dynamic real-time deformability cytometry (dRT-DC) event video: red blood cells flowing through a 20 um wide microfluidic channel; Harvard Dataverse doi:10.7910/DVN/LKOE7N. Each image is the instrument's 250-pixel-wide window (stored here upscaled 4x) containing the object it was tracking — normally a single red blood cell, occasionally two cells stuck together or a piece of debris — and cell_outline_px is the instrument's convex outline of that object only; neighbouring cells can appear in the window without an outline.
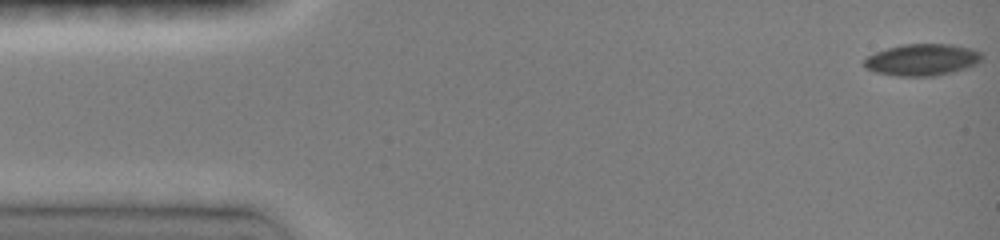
{"species": "common noctule bat (a hibernating species)", "species_latin": "Nyctalus noctula", "temperature_condition": "room temperature", "stored_images_in_passage": 11, "camera_frame_rate_fps": 3000, "um_per_image_px": 0.085, "animal": {"sex": "female", "body_mass_g": 19.0, "forearm_length_mm": 51.5}, "frame": {"image": 1, "passage_image": 1, "time_ms": 0.0, "image_size_px": [1000, 240], "cell_outline_px": [[984, 56], [976, 64], [952, 72], [932, 76], [896, 76], [876, 72], [864, 68], [864, 60], [868, 56], [876, 52], [888, 48], [904, 44], [952, 44], [968, 48], [980, 52]], "centroid_in_image_um": [78.36, 5.08], "position_along_channel_um": 6.6, "area_um2": 21.56}}
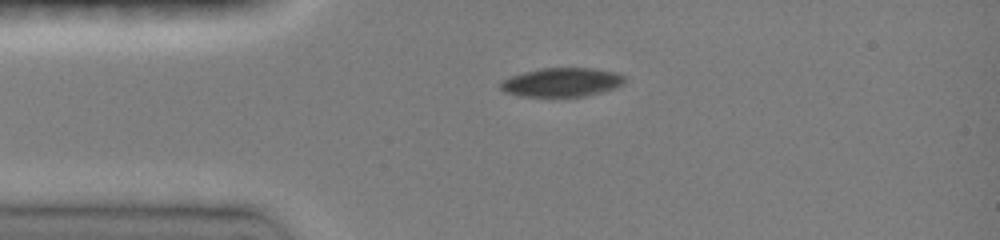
{"frame": {"image": 2, "passage_image": 8, "time_ms": 3.333, "image_size_px": [1000, 240], "cell_outline_px": [[624, 84], [616, 88], [604, 92], [584, 96], [520, 96], [504, 92], [500, 88], [500, 84], [504, 80], [512, 76], [524, 72], [540, 68], [592, 68], [616, 72], [624, 76]], "centroid_in_image_um": [47.78, 6.99], "position_along_channel_um": 37.2, "area_um2": 20.87}}